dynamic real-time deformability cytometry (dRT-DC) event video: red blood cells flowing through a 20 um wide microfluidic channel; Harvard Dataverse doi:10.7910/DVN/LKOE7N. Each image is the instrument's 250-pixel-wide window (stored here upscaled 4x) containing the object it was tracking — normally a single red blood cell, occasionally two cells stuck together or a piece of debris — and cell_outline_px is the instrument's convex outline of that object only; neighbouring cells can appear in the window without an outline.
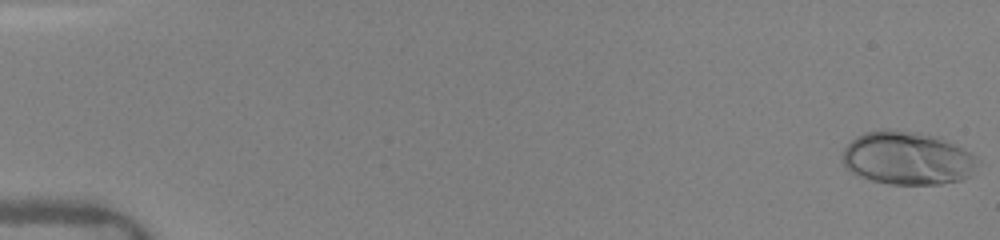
{"species": "human", "species_latin": "Homo sapiens", "temperature_condition": "warm", "stored_images_in_passage": 19, "camera_frame_rate_fps": 3000, "um_per_image_px": 0.085, "donor": {"sex": "female"}, "frame": {"image": 1, "passage_image": 1, "time_ms": 0.0, "image_size_px": [1000, 240], "cell_outline_px": [[980, 160], [972, 176], [960, 180], [940, 184], [888, 184], [872, 180], [860, 176], [852, 172], [840, 160], [844, 148], [856, 136], [864, 132], [880, 128], [888, 128], [920, 132], [940, 136], [972, 152]], "centroid_in_image_um": [77.16, 13.42], "position_along_channel_um": 7.8, "area_um2": 42.83}}
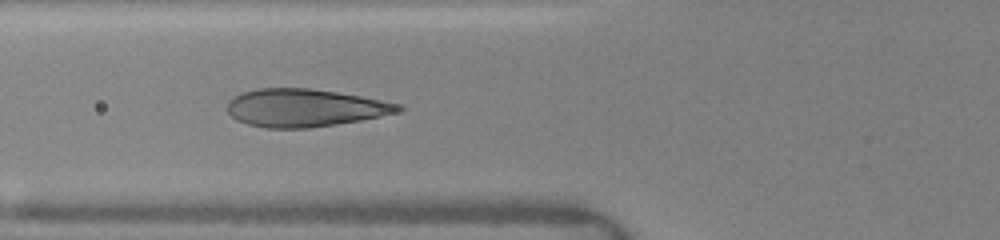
{"frame": {"image": 2, "passage_image": 13, "time_ms": 6.333, "image_size_px": [1000, 240], "cell_outline_px": [[404, 108], [400, 112], [360, 120], [336, 124], [308, 128], [268, 128], [248, 124], [236, 120], [228, 112], [228, 100], [240, 92], [260, 88], [308, 88], [336, 92], [360, 96], [400, 104]], "centroid_in_image_um": [25.88, 9.16], "position_along_channel_um": 99.9, "area_um2": 37.51}}
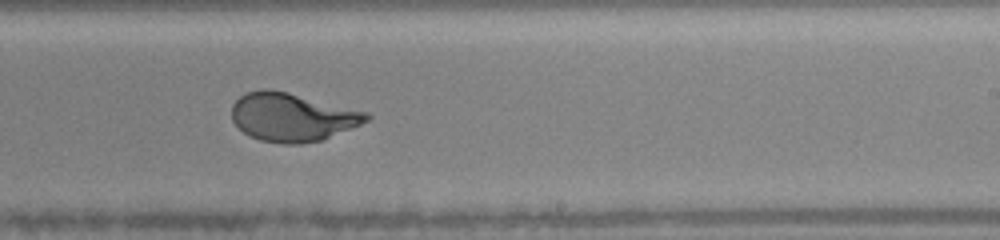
{"frame": {"image": 3, "passage_image": 18, "time_ms": 10.333, "image_size_px": [1000, 240], "cell_outline_px": [[372, 116], [368, 120], [360, 124], [320, 140], [300, 144], [280, 144], [260, 140], [248, 136], [232, 120], [232, 104], [240, 96], [248, 92], [264, 88], [272, 88], [368, 112]], "centroid_in_image_um": [24.81, 9.94], "position_along_channel_um": 264.2, "area_um2": 37.86}}